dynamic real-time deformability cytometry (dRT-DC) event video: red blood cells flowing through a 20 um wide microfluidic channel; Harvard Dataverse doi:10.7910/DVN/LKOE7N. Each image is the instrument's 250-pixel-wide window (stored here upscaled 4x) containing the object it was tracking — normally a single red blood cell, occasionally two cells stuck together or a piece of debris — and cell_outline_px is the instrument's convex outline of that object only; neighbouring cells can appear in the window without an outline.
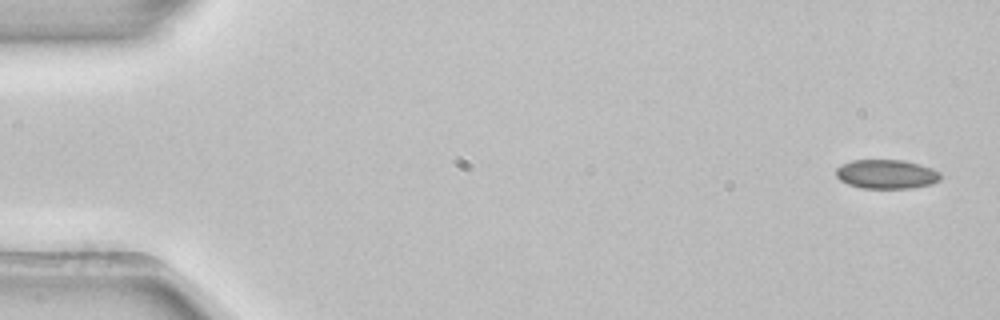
{"species": "common noctule bat (a hibernating species)", "species_latin": "Nyctalus noctula", "temperature_condition": "room temperature", "stored_images_in_passage": 4, "camera_frame_rate_fps": 3000, "um_per_image_px": 0.085, "animal": {"sex": "female", "body_mass_g": 22.7, "forearm_length_mm": 54.2}, "frame": {"image": 1, "passage_image": 1, "time_ms": 0.0, "image_size_px": [1000, 320], "cell_outline_px": [[940, 180], [932, 184], [908, 188], [860, 188], [848, 184], [840, 180], [836, 176], [836, 168], [852, 160], [900, 160], [920, 164], [932, 168], [940, 172]], "centroid_in_image_um": [75.35, 14.8], "position_along_channel_um": 9.6, "area_um2": 17.69}}
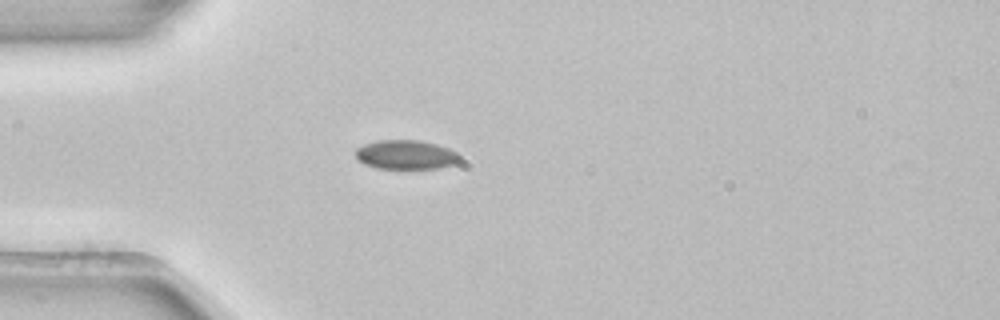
{"frame": {"image": 2, "passage_image": 4, "time_ms": 1.0, "image_size_px": [1000, 320], "cell_outline_px": [[460, 160], [456, 164], [440, 168], [376, 168], [364, 164], [356, 156], [356, 148], [364, 144], [380, 140], [420, 140], [436, 144], [448, 148], [456, 152], [460, 156]], "centroid_in_image_um": [34.52, 13.15], "position_along_channel_um": 50.5, "area_um2": 17.69}}